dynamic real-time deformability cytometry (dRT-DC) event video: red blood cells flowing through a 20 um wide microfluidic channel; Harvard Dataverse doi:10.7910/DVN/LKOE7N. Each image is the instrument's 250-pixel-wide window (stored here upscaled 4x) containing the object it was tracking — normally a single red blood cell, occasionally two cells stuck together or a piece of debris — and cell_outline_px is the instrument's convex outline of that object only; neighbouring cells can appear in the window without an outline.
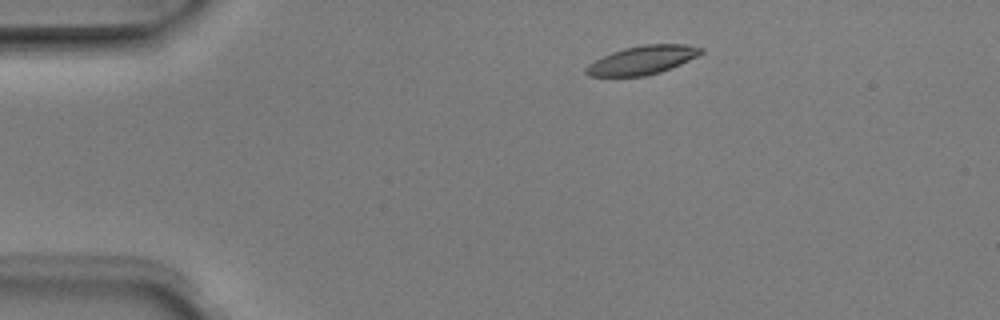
{"species": "Egyptian fruit bat (a non-hibernating species)", "species_latin": "Rousettus aegyptiacus", "temperature_condition": "room temperature", "stored_images_in_passage": 7, "camera_frame_rate_fps": 3000, "um_per_image_px": 0.085, "animal": {"sex": "male"}, "frame": {"image": 1, "passage_image": 2, "time_ms": 0.333, "image_size_px": [1000, 320], "cell_outline_px": [[704, 52], [680, 64], [660, 72], [644, 76], [588, 76], [584, 72], [584, 68], [588, 64], [612, 52], [624, 48], [644, 44], [684, 44], [704, 48]], "centroid_in_image_um": [54.58, 5.1], "position_along_channel_um": 30.4, "area_um2": 19.02}}
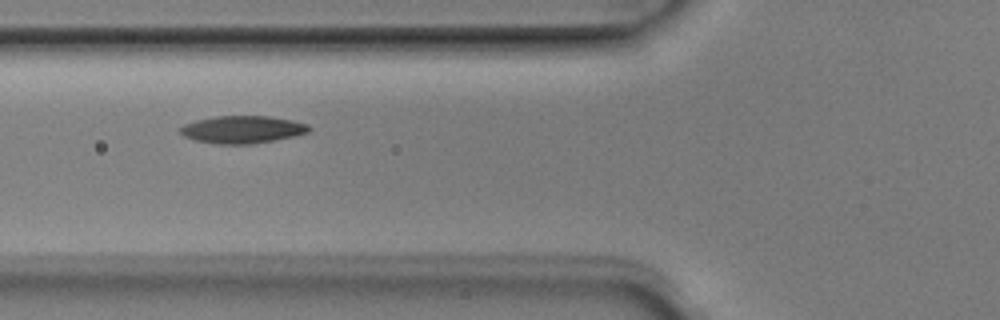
{"frame": {"image": 2, "passage_image": 5, "time_ms": 1.333, "image_size_px": [1000, 320], "cell_outline_px": [[312, 128], [308, 132], [296, 136], [252, 144], [216, 144], [196, 140], [184, 136], [180, 132], [180, 128], [184, 124], [196, 120], [216, 116], [272, 116], [292, 120], [308, 124]], "centroid_in_image_um": [20.64, 11.0], "position_along_channel_um": 105.2, "area_um2": 20.69}}
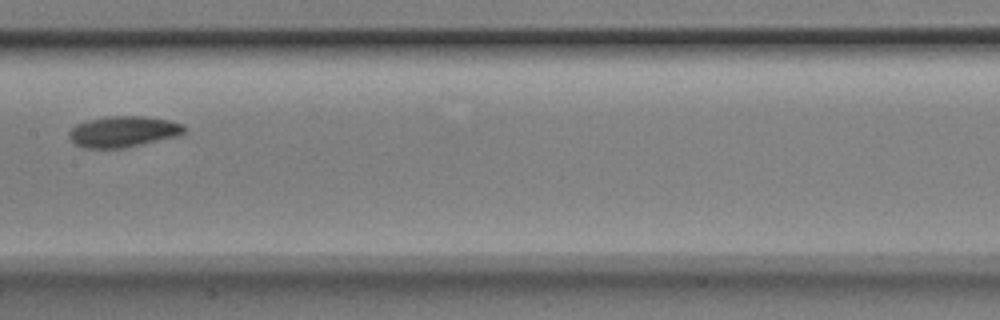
{"frame": {"image": 3, "passage_image": 7, "time_ms": 2.0, "image_size_px": [1000, 320], "cell_outline_px": [[184, 132], [180, 136], [124, 148], [84, 148], [76, 144], [68, 136], [68, 132], [76, 124], [88, 120], [108, 116], [144, 116], [168, 120], [184, 124]], "centroid_in_image_um": [10.49, 11.19], "position_along_channel_um": 196.9, "area_um2": 20.87}}